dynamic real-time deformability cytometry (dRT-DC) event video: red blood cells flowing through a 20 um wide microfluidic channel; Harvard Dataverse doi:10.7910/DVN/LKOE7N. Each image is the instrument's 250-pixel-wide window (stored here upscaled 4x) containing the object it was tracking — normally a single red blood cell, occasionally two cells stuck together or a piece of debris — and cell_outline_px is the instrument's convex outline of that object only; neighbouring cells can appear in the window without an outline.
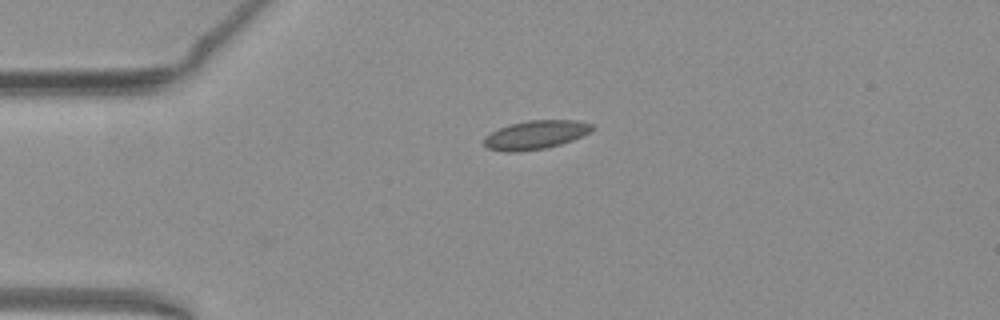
{"species": "common noctule bat (a hibernating species)", "species_latin": "Nyctalus noctula", "temperature_condition": "warm", "stored_images_in_passage": 3, "camera_frame_rate_fps": 3000, "um_per_image_px": 0.085, "animal": {"sex": "female", "body_mass_g": 19.3, "forearm_length_mm": 54.1}, "frame": {"image": 1, "passage_image": 1, "time_ms": 0.0, "image_size_px": [1000, 320], "cell_outline_px": [[596, 128], [572, 140], [548, 148], [516, 152], [508, 152], [488, 148], [484, 144], [484, 136], [500, 128], [512, 124], [528, 120], [576, 120], [592, 124]], "centroid_in_image_um": [45.53, 11.46], "position_along_channel_um": 39.5, "area_um2": 17.92}}